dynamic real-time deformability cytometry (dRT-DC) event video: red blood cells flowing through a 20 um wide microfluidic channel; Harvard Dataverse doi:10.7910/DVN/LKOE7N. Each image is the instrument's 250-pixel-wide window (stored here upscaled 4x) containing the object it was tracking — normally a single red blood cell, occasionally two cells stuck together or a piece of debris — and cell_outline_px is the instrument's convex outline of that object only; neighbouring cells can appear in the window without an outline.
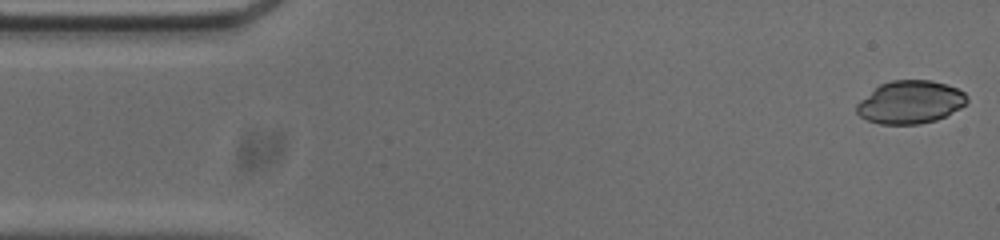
{"species": "common noctule bat (a hibernating species)", "species_latin": "Nyctalus noctula", "temperature_condition": "cold", "stored_images_in_passage": 53, "camera_frame_rate_fps": 3000, "um_per_image_px": 0.085, "animal": {"sex": "male", "body_mass_g": 20.0, "forearm_length_mm": 53.3}, "frame": {"image": 1, "passage_image": 1, "time_ms": 0.0, "image_size_px": [1000, 240], "cell_outline_px": [[968, 100], [960, 108], [936, 120], [920, 124], [880, 124], [868, 120], [860, 116], [856, 112], [856, 104], [860, 100], [880, 84], [892, 80], [932, 80], [956, 88], [964, 92], [968, 96]], "centroid_in_image_um": [77.36, 8.68], "position_along_channel_um": 7.6, "area_um2": 27.46}}
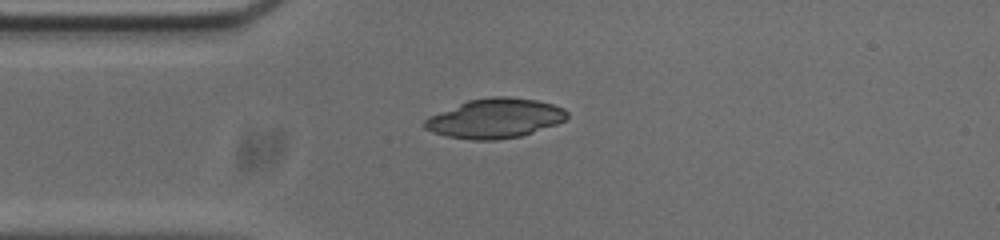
{"frame": {"image": 2, "passage_image": 12, "time_ms": 3.667, "image_size_px": [1000, 240], "cell_outline_px": [[568, 116], [564, 120], [556, 124], [520, 136], [496, 140], [472, 140], [448, 136], [432, 132], [424, 128], [424, 120], [428, 116], [468, 100], [492, 96], [508, 96], [536, 100], [552, 104], [564, 108], [568, 112]], "centroid_in_image_um": [42.06, 10.05], "position_along_channel_um": 42.9, "area_um2": 32.71}}